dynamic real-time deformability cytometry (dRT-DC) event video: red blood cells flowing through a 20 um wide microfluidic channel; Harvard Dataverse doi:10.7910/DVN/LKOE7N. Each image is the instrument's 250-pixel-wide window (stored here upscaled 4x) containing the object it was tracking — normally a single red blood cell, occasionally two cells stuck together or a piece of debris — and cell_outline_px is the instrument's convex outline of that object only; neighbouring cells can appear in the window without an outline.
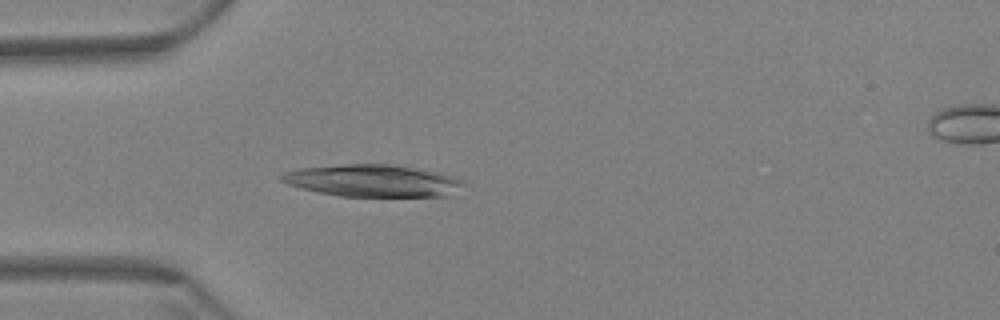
{"species": "Egyptian fruit bat (a non-hibernating species)", "species_latin": "Rousettus aegyptiacus", "temperature_condition": "warm", "stored_images_in_passage": 33, "camera_frame_rate_fps": 3000, "um_per_image_px": 0.085, "animal": {"sex": "female"}, "frame": {"image": 1, "passage_image": 18, "time_ms": 5.667, "image_size_px": [1000, 320], "cell_outline_px": [[468, 184], [448, 196], [340, 196], [300, 188], [288, 184], [280, 180], [280, 176], [284, 172], [300, 168], [344, 164], [388, 164], [424, 168], [440, 172], [464, 180]], "centroid_in_image_um": [31.75, 15.35], "position_along_channel_um": 53.2, "area_um2": 34.33}}
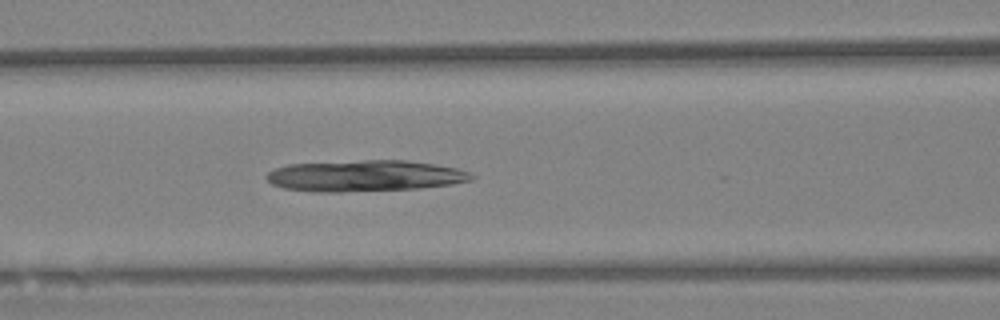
{"frame": {"image": 2, "passage_image": 26, "time_ms": 8.333, "image_size_px": [1000, 320], "cell_outline_px": [[476, 176], [472, 180], [452, 184], [420, 188], [340, 192], [320, 192], [284, 188], [272, 184], [264, 176], [268, 172], [276, 168], [288, 164], [364, 160], [404, 160], [436, 164], [456, 168], [468, 172]], "centroid_in_image_um": [31.02, 14.94], "position_along_channel_um": 135.6, "area_um2": 37.28}}
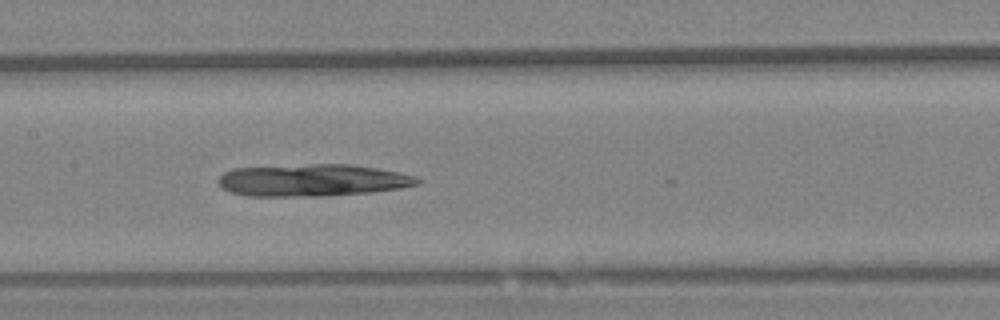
{"frame": {"image": 3, "passage_image": 30, "time_ms": 9.667, "image_size_px": [1000, 320], "cell_outline_px": [[424, 180], [420, 184], [400, 188], [372, 192], [328, 196], [244, 196], [232, 192], [224, 188], [216, 180], [224, 172], [232, 168], [312, 164], [348, 164], [376, 168], [400, 172], [416, 176]], "centroid_in_image_um": [26.6, 15.32], "position_along_channel_um": 180.8, "area_um2": 37.57}}